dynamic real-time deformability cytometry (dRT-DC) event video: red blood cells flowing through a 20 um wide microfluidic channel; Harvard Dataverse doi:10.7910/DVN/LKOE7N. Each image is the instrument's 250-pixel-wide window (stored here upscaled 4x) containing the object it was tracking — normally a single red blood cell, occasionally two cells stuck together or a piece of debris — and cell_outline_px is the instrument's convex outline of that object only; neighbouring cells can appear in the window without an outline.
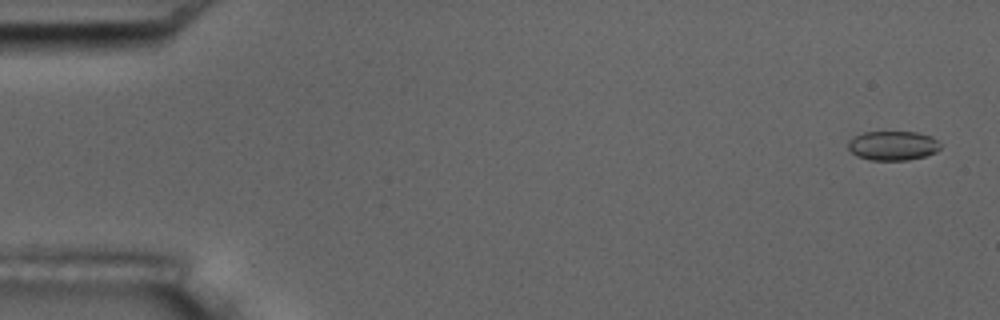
{"species": "common noctule bat (a hibernating species)", "species_latin": "Nyctalus noctula", "temperature_condition": "room temperature", "stored_images_in_passage": 5, "camera_frame_rate_fps": 3000, "um_per_image_px": 0.085, "animal": {"sex": "male", "body_mass_g": 17.5, "forearm_length_mm": 52.3}, "frame": {"image": 1, "passage_image": 1, "time_ms": 0.0, "image_size_px": [1000, 320], "cell_outline_px": [[940, 148], [936, 152], [924, 156], [908, 160], [868, 160], [856, 156], [848, 148], [848, 140], [864, 132], [916, 132], [932, 136], [940, 144]], "centroid_in_image_um": [75.88, 12.38], "position_along_channel_um": 9.1, "area_um2": 15.78}}